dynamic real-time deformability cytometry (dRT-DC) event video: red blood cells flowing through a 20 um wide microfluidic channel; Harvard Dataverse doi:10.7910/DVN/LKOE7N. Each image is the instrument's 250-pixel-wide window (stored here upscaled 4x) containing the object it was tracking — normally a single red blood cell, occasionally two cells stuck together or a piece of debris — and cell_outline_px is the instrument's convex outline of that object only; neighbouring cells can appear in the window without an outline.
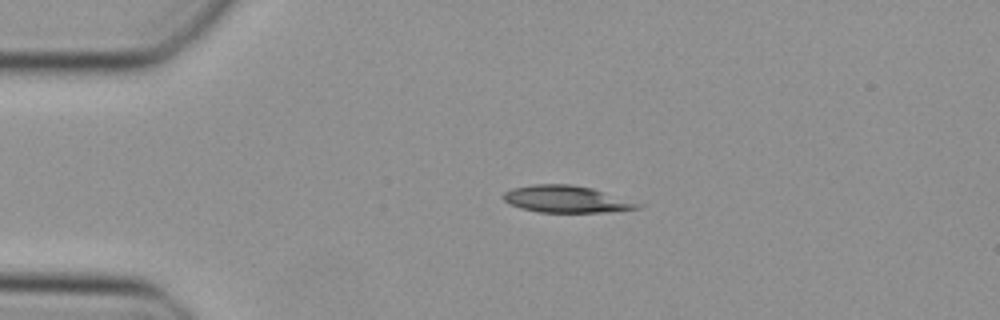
{"species": "Egyptian fruit bat (a non-hibernating species)", "species_latin": "Rousettus aegyptiacus", "temperature_condition": "cold", "stored_images_in_passage": 38, "camera_frame_rate_fps": 3000, "um_per_image_px": 0.085, "animal": {"sex": "female"}, "frame": {"image": 1, "passage_image": 1, "time_ms": 0.0, "image_size_px": [1000, 320], "cell_outline_px": [[644, 204], [640, 208], [604, 212], [540, 212], [520, 208], [508, 204], [504, 200], [504, 192], [512, 188], [532, 184], [572, 184], [592, 188]], "centroid_in_image_um": [48.13, 16.92], "position_along_channel_um": 36.9, "area_um2": 21.1}}
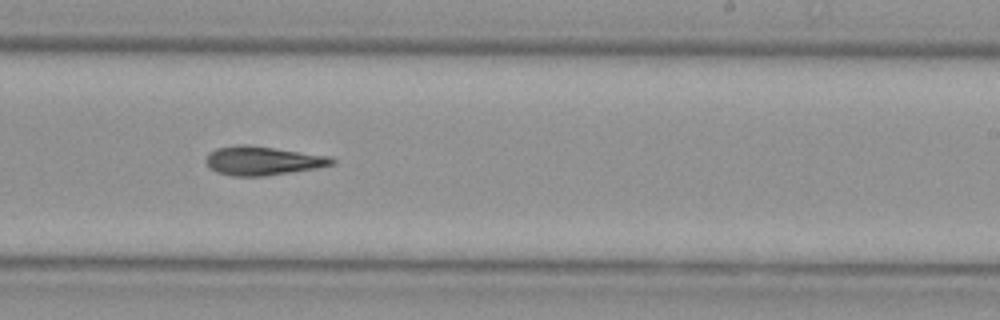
{"frame": {"image": 2, "passage_image": 20, "time_ms": 6.333, "image_size_px": [1000, 320], "cell_outline_px": [[336, 164], [316, 168], [264, 176], [232, 176], [216, 172], [204, 160], [216, 148], [244, 144], [332, 156], [336, 160]], "centroid_in_image_um": [22.38, 13.67], "position_along_channel_um": 266.6, "area_um2": 20.98}}
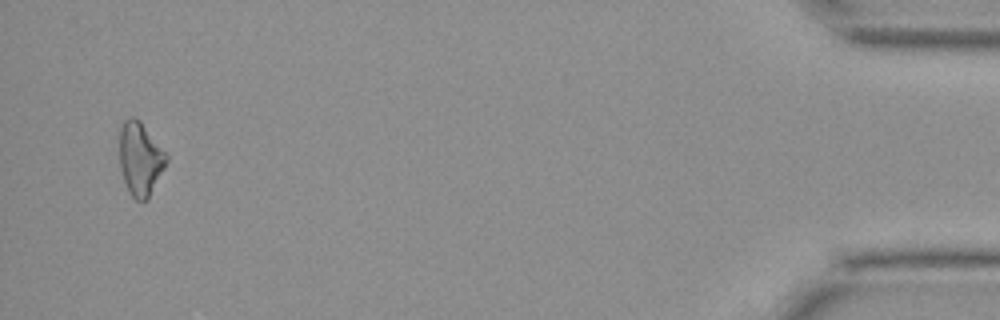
{"frame": {"image": 3, "passage_image": 37, "time_ms": 12.0, "image_size_px": [1000, 320], "cell_outline_px": [[168, 160], [148, 200], [136, 200], [128, 192], [120, 168], [120, 128], [124, 120], [128, 116], [136, 116], [140, 120], [168, 156]], "centroid_in_image_um": [11.91, 13.48], "position_along_channel_um": 423.3, "area_um2": 20.06}}